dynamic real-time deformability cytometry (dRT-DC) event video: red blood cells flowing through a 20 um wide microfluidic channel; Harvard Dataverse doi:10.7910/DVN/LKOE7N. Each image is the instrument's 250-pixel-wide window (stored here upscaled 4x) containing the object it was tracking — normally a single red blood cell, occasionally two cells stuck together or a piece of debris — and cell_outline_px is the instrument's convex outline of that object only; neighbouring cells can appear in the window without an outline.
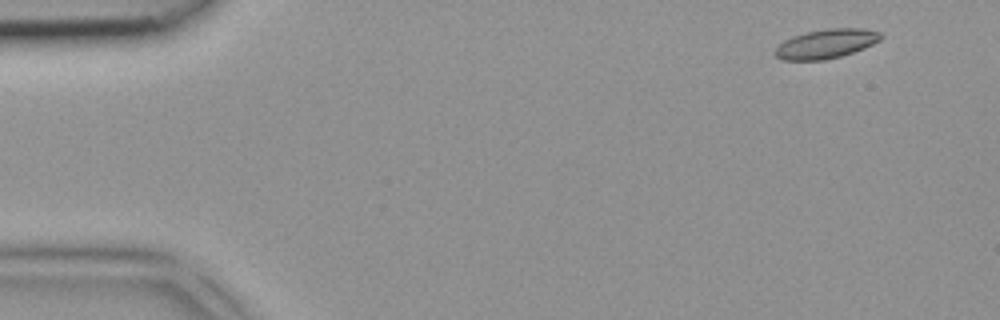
{"species": "common noctule bat (a hibernating species)", "species_latin": "Nyctalus noctula", "temperature_condition": "room temperature", "stored_images_in_passage": 4, "camera_frame_rate_fps": 3000, "um_per_image_px": 0.085, "animal": {"sex": "female", "body_mass_g": 18.4}, "frame": {"image": 1, "passage_image": 1, "time_ms": 0.0, "image_size_px": [1000, 320], "cell_outline_px": [[884, 36], [880, 40], [864, 48], [840, 56], [824, 60], [780, 60], [772, 52], [784, 40], [792, 36], [824, 28], [860, 28], [880, 32]], "centroid_in_image_um": [70.2, 3.72], "position_along_channel_um": 14.8, "area_um2": 18.03}}
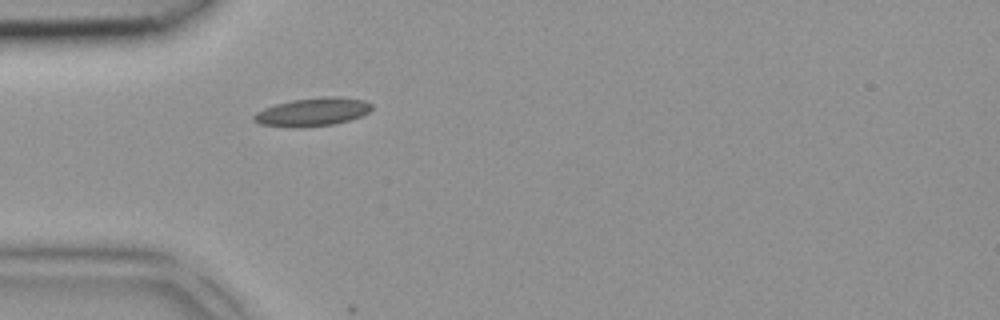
{"frame": {"image": 2, "passage_image": 4, "time_ms": 1.0, "image_size_px": [1000, 320], "cell_outline_px": [[372, 108], [368, 112], [360, 116], [348, 120], [332, 124], [300, 128], [260, 124], [252, 120], [252, 116], [256, 112], [264, 108], [276, 104], [292, 100], [324, 96], [336, 96], [364, 100], [372, 104]], "centroid_in_image_um": [26.54, 9.51], "position_along_channel_um": 58.5, "area_um2": 19.36}}